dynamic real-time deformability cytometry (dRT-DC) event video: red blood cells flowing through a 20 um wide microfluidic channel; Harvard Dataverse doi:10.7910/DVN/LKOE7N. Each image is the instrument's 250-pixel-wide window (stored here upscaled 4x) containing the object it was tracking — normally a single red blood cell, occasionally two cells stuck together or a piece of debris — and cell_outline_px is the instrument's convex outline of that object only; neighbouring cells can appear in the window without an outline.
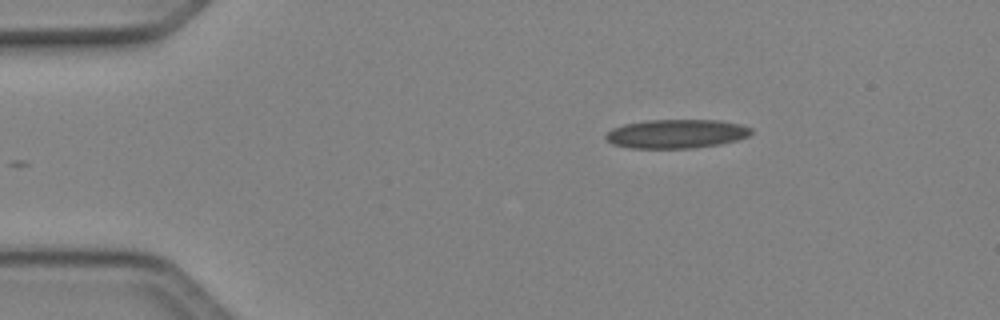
{"species": "Egyptian fruit bat (a non-hibernating species)", "species_latin": "Rousettus aegyptiacus", "temperature_condition": "cold", "stored_images_in_passage": 42, "camera_frame_rate_fps": 3000, "um_per_image_px": 0.085, "animal": {"sex": "female"}, "frame": {"image": 1, "passage_image": 1, "time_ms": 0.0, "image_size_px": [1000, 320], "cell_outline_px": [[752, 132], [748, 136], [736, 140], [720, 144], [692, 148], [628, 148], [612, 144], [604, 136], [612, 128], [624, 124], [648, 120], [720, 120], [740, 124], [752, 128]], "centroid_in_image_um": [57.48, 11.37], "position_along_channel_um": 27.5, "area_um2": 24.51}}
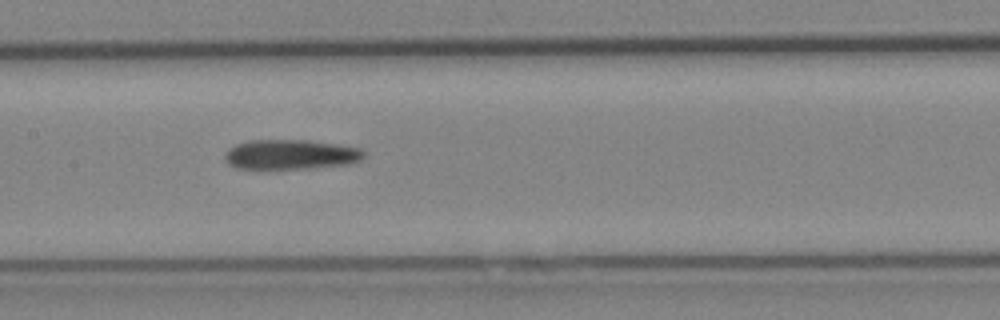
{"frame": {"image": 2, "passage_image": 17, "time_ms": 5.333, "image_size_px": [1000, 320], "cell_outline_px": [[368, 152], [360, 160], [348, 164], [308, 168], [236, 168], [228, 164], [224, 160], [224, 156], [228, 148], [236, 144], [248, 140], [308, 140], [336, 144], [360, 148]], "centroid_in_image_um": [24.7, 13.12], "position_along_channel_um": 182.7, "area_um2": 24.16}}
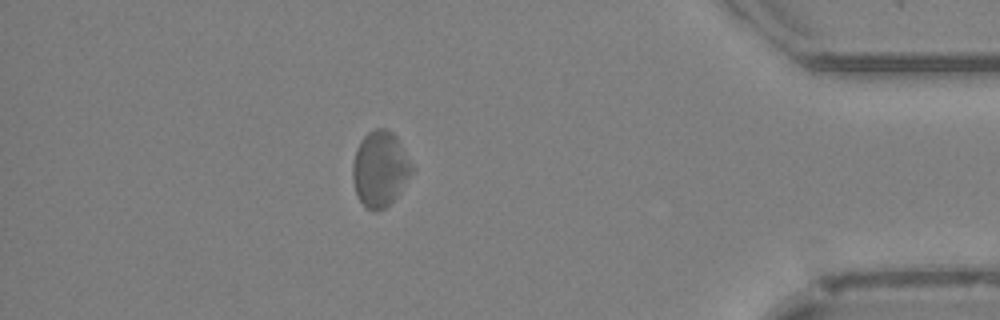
{"frame": {"image": 3, "passage_image": 36, "time_ms": 11.667, "image_size_px": [1000, 320], "cell_outline_px": [[416, 168], [396, 196], [384, 208], [376, 212], [368, 208], [356, 196], [352, 180], [352, 164], [356, 148], [360, 140], [368, 132], [376, 128], [384, 128], [392, 132], [396, 136]], "centroid_in_image_um": [32.3, 14.33], "position_along_channel_um": 402.9, "area_um2": 26.24}}